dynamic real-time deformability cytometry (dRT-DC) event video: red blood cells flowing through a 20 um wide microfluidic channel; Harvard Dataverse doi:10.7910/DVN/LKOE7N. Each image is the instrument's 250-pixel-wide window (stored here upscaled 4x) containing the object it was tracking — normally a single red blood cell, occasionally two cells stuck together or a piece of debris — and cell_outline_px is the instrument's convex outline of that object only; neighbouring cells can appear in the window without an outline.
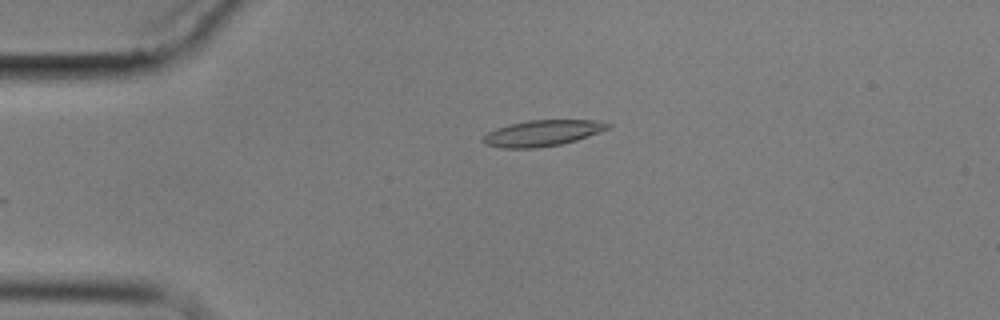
{"species": "common noctule bat (a hibernating species)", "species_latin": "Nyctalus noctula", "temperature_condition": "cold", "stored_images_in_passage": 5, "camera_frame_rate_fps": 3000, "um_per_image_px": 0.085, "animal": {"sex": "male", "body_mass_g": 17.9}, "frame": {"image": 1, "passage_image": 4, "time_ms": 3.667, "image_size_px": [1000, 320], "cell_outline_px": [[612, 128], [576, 140], [560, 144], [536, 148], [500, 148], [484, 144], [484, 136], [488, 132], [496, 128], [508, 124], [528, 120], [592, 120], [612, 124]], "centroid_in_image_um": [46.11, 11.31], "position_along_channel_um": 38.9, "area_um2": 18.9}}